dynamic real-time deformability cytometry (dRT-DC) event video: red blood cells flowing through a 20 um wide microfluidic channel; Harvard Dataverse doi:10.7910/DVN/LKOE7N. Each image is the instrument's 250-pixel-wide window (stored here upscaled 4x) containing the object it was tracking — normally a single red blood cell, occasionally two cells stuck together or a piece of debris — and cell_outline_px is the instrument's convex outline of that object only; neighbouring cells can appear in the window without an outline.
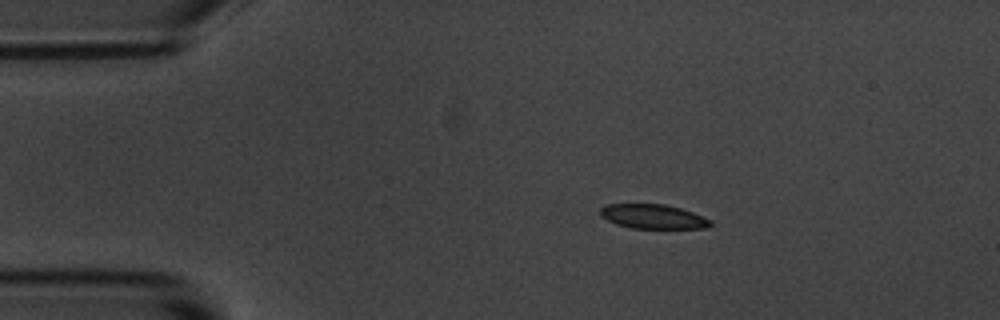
{"species": "common noctule bat (a hibernating species)", "species_latin": "Nyctalus noctula", "temperature_condition": "room temperature", "stored_images_in_passage": 5, "camera_frame_rate_fps": 3000, "um_per_image_px": 0.085, "animal": {"sex": "male", "body_mass_g": 20.1, "forearm_length_mm": 53.5}, "frame": {"image": 1, "passage_image": 3, "time_ms": 2.333, "image_size_px": [1000, 320], "cell_outline_px": [[712, 224], [708, 228], [632, 228], [616, 224], [600, 216], [600, 208], [608, 204], [664, 204], [680, 208], [692, 212], [712, 220]], "centroid_in_image_um": [55.51, 18.4], "position_along_channel_um": 29.5, "area_um2": 15.61}}
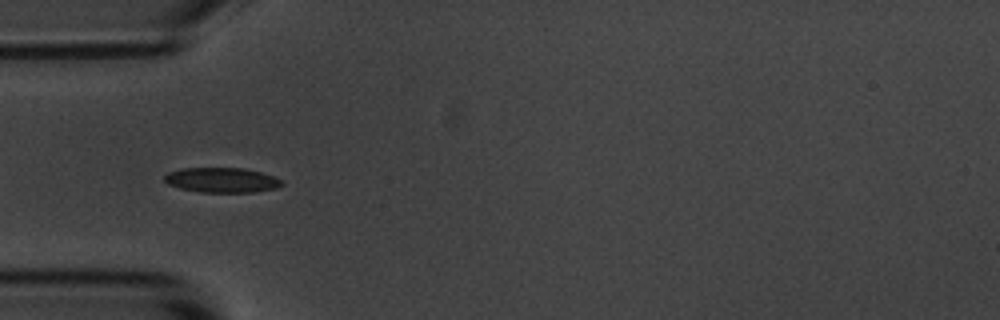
{"frame": {"image": 2, "passage_image": 5, "time_ms": 4.667, "image_size_px": [1000, 320], "cell_outline_px": [[284, 184], [276, 188], [252, 192], [200, 192], [180, 188], [168, 184], [164, 180], [164, 176], [168, 172], [180, 168], [244, 168], [260, 172], [284, 180]], "centroid_in_image_um": [18.85, 15.3], "position_along_channel_um": 66.2, "area_um2": 17.05}}